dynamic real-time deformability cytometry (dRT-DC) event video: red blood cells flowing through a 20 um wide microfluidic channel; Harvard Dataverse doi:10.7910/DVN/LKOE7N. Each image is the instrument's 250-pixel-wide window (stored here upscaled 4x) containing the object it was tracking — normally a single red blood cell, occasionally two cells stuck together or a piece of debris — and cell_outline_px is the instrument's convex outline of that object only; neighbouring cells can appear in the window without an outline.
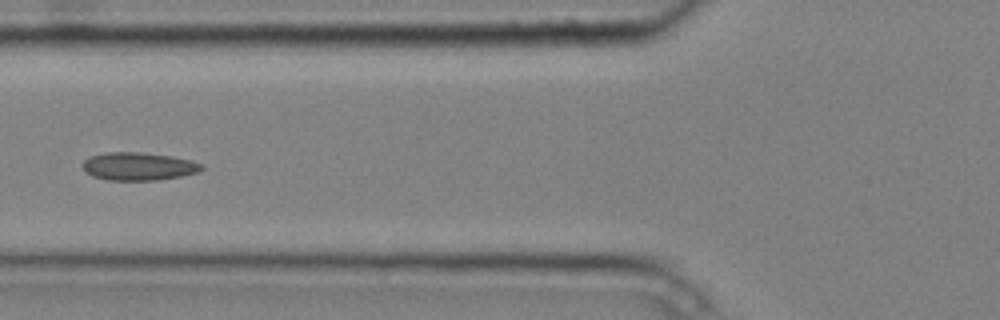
{"species": "common noctule bat (a hibernating species)", "species_latin": "Nyctalus noctula", "temperature_condition": "cold", "stored_images_in_passage": 5, "camera_frame_rate_fps": 3000, "um_per_image_px": 0.085, "animal": {"sex": "male", "body_mass_g": 20.4}, "frame": {"image": 1, "passage_image": 5, "time_ms": 1.333, "image_size_px": [1000, 320], "cell_outline_px": [[204, 168], [200, 172], [180, 176], [156, 180], [108, 180], [92, 176], [84, 168], [84, 160], [92, 156], [104, 152], [140, 152], [172, 156], [192, 160], [204, 164]], "centroid_in_image_um": [11.84, 14.13], "position_along_channel_um": 114.0, "area_um2": 19.36}}